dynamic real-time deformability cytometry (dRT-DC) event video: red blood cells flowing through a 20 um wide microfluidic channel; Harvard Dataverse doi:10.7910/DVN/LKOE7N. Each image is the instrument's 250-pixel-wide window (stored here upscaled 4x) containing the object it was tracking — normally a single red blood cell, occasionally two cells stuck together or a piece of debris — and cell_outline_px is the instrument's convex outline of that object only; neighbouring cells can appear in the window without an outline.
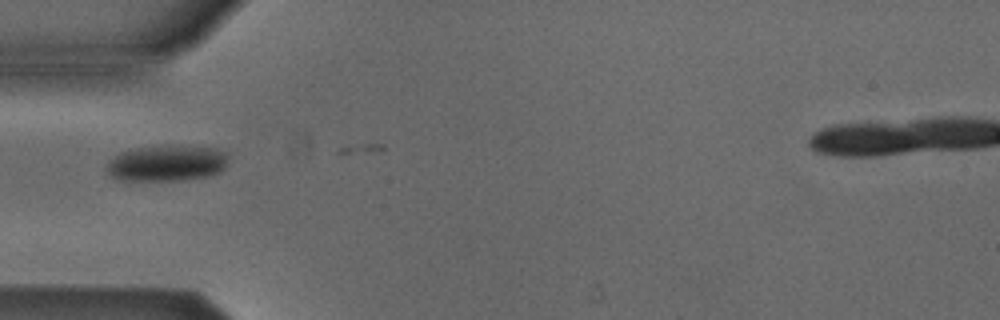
{"species": "Egyptian fruit bat (a non-hibernating species)", "species_latin": "Rousettus aegyptiacus", "temperature_condition": "cold", "stored_images_in_passage": 3, "camera_frame_rate_fps": 3000, "um_per_image_px": 0.085, "animal": {"sex": "male"}, "frame": {"image": 1, "passage_image": 2, "time_ms": 0.333, "image_size_px": [1000, 320], "cell_outline_px": [[228, 156], [224, 168], [220, 172], [208, 176], [184, 180], [120, 180], [112, 176], [104, 168], [108, 160], [120, 152], [136, 148], [168, 144], [172, 144], [216, 148], [228, 152]], "centroid_in_image_um": [14.18, 13.85], "position_along_channel_um": 70.8, "area_um2": 26.07}}